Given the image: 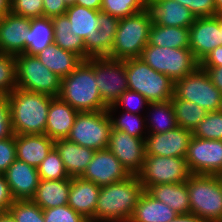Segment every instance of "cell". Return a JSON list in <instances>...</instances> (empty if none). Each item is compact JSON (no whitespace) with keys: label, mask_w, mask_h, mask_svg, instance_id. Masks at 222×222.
<instances>
[{"label":"cell","mask_w":222,"mask_h":222,"mask_svg":"<svg viewBox=\"0 0 222 222\" xmlns=\"http://www.w3.org/2000/svg\"><path fill=\"white\" fill-rule=\"evenodd\" d=\"M144 189L136 175L101 186L90 222H129Z\"/></svg>","instance_id":"1"},{"label":"cell","mask_w":222,"mask_h":222,"mask_svg":"<svg viewBox=\"0 0 222 222\" xmlns=\"http://www.w3.org/2000/svg\"><path fill=\"white\" fill-rule=\"evenodd\" d=\"M15 135L45 134L50 102L54 97L15 88L8 96Z\"/></svg>","instance_id":"2"},{"label":"cell","mask_w":222,"mask_h":222,"mask_svg":"<svg viewBox=\"0 0 222 222\" xmlns=\"http://www.w3.org/2000/svg\"><path fill=\"white\" fill-rule=\"evenodd\" d=\"M58 97L78 112L107 110L95 80L94 57L83 60L74 71L62 78Z\"/></svg>","instance_id":"3"},{"label":"cell","mask_w":222,"mask_h":222,"mask_svg":"<svg viewBox=\"0 0 222 222\" xmlns=\"http://www.w3.org/2000/svg\"><path fill=\"white\" fill-rule=\"evenodd\" d=\"M190 213L205 222H222L220 175L191 174L187 180Z\"/></svg>","instance_id":"4"},{"label":"cell","mask_w":222,"mask_h":222,"mask_svg":"<svg viewBox=\"0 0 222 222\" xmlns=\"http://www.w3.org/2000/svg\"><path fill=\"white\" fill-rule=\"evenodd\" d=\"M152 20L147 8L119 20L108 58L126 60L140 57L147 46Z\"/></svg>","instance_id":"5"},{"label":"cell","mask_w":222,"mask_h":222,"mask_svg":"<svg viewBox=\"0 0 222 222\" xmlns=\"http://www.w3.org/2000/svg\"><path fill=\"white\" fill-rule=\"evenodd\" d=\"M128 90L138 92L150 103L171 100L175 82L151 68L141 58L125 60Z\"/></svg>","instance_id":"6"},{"label":"cell","mask_w":222,"mask_h":222,"mask_svg":"<svg viewBox=\"0 0 222 222\" xmlns=\"http://www.w3.org/2000/svg\"><path fill=\"white\" fill-rule=\"evenodd\" d=\"M139 58L174 82L192 73L199 66L190 48H167L147 44Z\"/></svg>","instance_id":"7"},{"label":"cell","mask_w":222,"mask_h":222,"mask_svg":"<svg viewBox=\"0 0 222 222\" xmlns=\"http://www.w3.org/2000/svg\"><path fill=\"white\" fill-rule=\"evenodd\" d=\"M17 86L30 92L58 97L62 78L43 65L36 55L15 56Z\"/></svg>","instance_id":"8"},{"label":"cell","mask_w":222,"mask_h":222,"mask_svg":"<svg viewBox=\"0 0 222 222\" xmlns=\"http://www.w3.org/2000/svg\"><path fill=\"white\" fill-rule=\"evenodd\" d=\"M174 95L178 99L193 102L208 112L222 110V92L200 66L184 78L175 81Z\"/></svg>","instance_id":"9"},{"label":"cell","mask_w":222,"mask_h":222,"mask_svg":"<svg viewBox=\"0 0 222 222\" xmlns=\"http://www.w3.org/2000/svg\"><path fill=\"white\" fill-rule=\"evenodd\" d=\"M111 130L112 122L107 110L79 112L67 139L97 151L108 147Z\"/></svg>","instance_id":"10"},{"label":"cell","mask_w":222,"mask_h":222,"mask_svg":"<svg viewBox=\"0 0 222 222\" xmlns=\"http://www.w3.org/2000/svg\"><path fill=\"white\" fill-rule=\"evenodd\" d=\"M190 175L185 157L146 155L136 176L147 190L157 184L186 182Z\"/></svg>","instance_id":"11"},{"label":"cell","mask_w":222,"mask_h":222,"mask_svg":"<svg viewBox=\"0 0 222 222\" xmlns=\"http://www.w3.org/2000/svg\"><path fill=\"white\" fill-rule=\"evenodd\" d=\"M96 84L102 101L111 106L128 90L125 60L94 57Z\"/></svg>","instance_id":"12"},{"label":"cell","mask_w":222,"mask_h":222,"mask_svg":"<svg viewBox=\"0 0 222 222\" xmlns=\"http://www.w3.org/2000/svg\"><path fill=\"white\" fill-rule=\"evenodd\" d=\"M185 159L191 174L221 175L222 140L192 136Z\"/></svg>","instance_id":"13"},{"label":"cell","mask_w":222,"mask_h":222,"mask_svg":"<svg viewBox=\"0 0 222 222\" xmlns=\"http://www.w3.org/2000/svg\"><path fill=\"white\" fill-rule=\"evenodd\" d=\"M130 175H137L145 160V141L123 131L112 129L107 147Z\"/></svg>","instance_id":"14"},{"label":"cell","mask_w":222,"mask_h":222,"mask_svg":"<svg viewBox=\"0 0 222 222\" xmlns=\"http://www.w3.org/2000/svg\"><path fill=\"white\" fill-rule=\"evenodd\" d=\"M130 176L118 158L108 149L95 151L93 159L80 176L98 186L122 181Z\"/></svg>","instance_id":"15"},{"label":"cell","mask_w":222,"mask_h":222,"mask_svg":"<svg viewBox=\"0 0 222 222\" xmlns=\"http://www.w3.org/2000/svg\"><path fill=\"white\" fill-rule=\"evenodd\" d=\"M222 45L219 14L198 17L189 28V48L200 63L217 46Z\"/></svg>","instance_id":"16"},{"label":"cell","mask_w":222,"mask_h":222,"mask_svg":"<svg viewBox=\"0 0 222 222\" xmlns=\"http://www.w3.org/2000/svg\"><path fill=\"white\" fill-rule=\"evenodd\" d=\"M147 135L144 139L145 155L186 157L192 131L178 126L164 133Z\"/></svg>","instance_id":"17"},{"label":"cell","mask_w":222,"mask_h":222,"mask_svg":"<svg viewBox=\"0 0 222 222\" xmlns=\"http://www.w3.org/2000/svg\"><path fill=\"white\" fill-rule=\"evenodd\" d=\"M31 19L11 12L0 18V53L19 55L26 51Z\"/></svg>","instance_id":"18"},{"label":"cell","mask_w":222,"mask_h":222,"mask_svg":"<svg viewBox=\"0 0 222 222\" xmlns=\"http://www.w3.org/2000/svg\"><path fill=\"white\" fill-rule=\"evenodd\" d=\"M3 175L14 200H31L40 182L37 168L17 158Z\"/></svg>","instance_id":"19"},{"label":"cell","mask_w":222,"mask_h":222,"mask_svg":"<svg viewBox=\"0 0 222 222\" xmlns=\"http://www.w3.org/2000/svg\"><path fill=\"white\" fill-rule=\"evenodd\" d=\"M152 24L190 28L196 17L189 8L175 0H149L146 6Z\"/></svg>","instance_id":"20"},{"label":"cell","mask_w":222,"mask_h":222,"mask_svg":"<svg viewBox=\"0 0 222 222\" xmlns=\"http://www.w3.org/2000/svg\"><path fill=\"white\" fill-rule=\"evenodd\" d=\"M100 189L101 187L92 181L82 177H71L68 205L91 221L95 215Z\"/></svg>","instance_id":"21"},{"label":"cell","mask_w":222,"mask_h":222,"mask_svg":"<svg viewBox=\"0 0 222 222\" xmlns=\"http://www.w3.org/2000/svg\"><path fill=\"white\" fill-rule=\"evenodd\" d=\"M79 112L59 97H54L48 110L45 135L52 140L66 139Z\"/></svg>","instance_id":"22"},{"label":"cell","mask_w":222,"mask_h":222,"mask_svg":"<svg viewBox=\"0 0 222 222\" xmlns=\"http://www.w3.org/2000/svg\"><path fill=\"white\" fill-rule=\"evenodd\" d=\"M54 142L45 134L15 135L17 159L37 168L54 147Z\"/></svg>","instance_id":"23"},{"label":"cell","mask_w":222,"mask_h":222,"mask_svg":"<svg viewBox=\"0 0 222 222\" xmlns=\"http://www.w3.org/2000/svg\"><path fill=\"white\" fill-rule=\"evenodd\" d=\"M54 147L58 151L69 177H80L95 154L94 150L80 146L67 138L55 140Z\"/></svg>","instance_id":"24"},{"label":"cell","mask_w":222,"mask_h":222,"mask_svg":"<svg viewBox=\"0 0 222 222\" xmlns=\"http://www.w3.org/2000/svg\"><path fill=\"white\" fill-rule=\"evenodd\" d=\"M71 177L59 180H42L35 191L32 201L42 209L68 204Z\"/></svg>","instance_id":"25"},{"label":"cell","mask_w":222,"mask_h":222,"mask_svg":"<svg viewBox=\"0 0 222 222\" xmlns=\"http://www.w3.org/2000/svg\"><path fill=\"white\" fill-rule=\"evenodd\" d=\"M36 57L43 65L60 78L69 75L83 61L79 55L65 51L54 43L38 52Z\"/></svg>","instance_id":"26"},{"label":"cell","mask_w":222,"mask_h":222,"mask_svg":"<svg viewBox=\"0 0 222 222\" xmlns=\"http://www.w3.org/2000/svg\"><path fill=\"white\" fill-rule=\"evenodd\" d=\"M152 197L163 202L178 214L190 213L187 181L150 186L146 190Z\"/></svg>","instance_id":"27"},{"label":"cell","mask_w":222,"mask_h":222,"mask_svg":"<svg viewBox=\"0 0 222 222\" xmlns=\"http://www.w3.org/2000/svg\"><path fill=\"white\" fill-rule=\"evenodd\" d=\"M177 215L178 213L168 205L158 201L144 190L129 222H169Z\"/></svg>","instance_id":"28"},{"label":"cell","mask_w":222,"mask_h":222,"mask_svg":"<svg viewBox=\"0 0 222 222\" xmlns=\"http://www.w3.org/2000/svg\"><path fill=\"white\" fill-rule=\"evenodd\" d=\"M54 31L53 43L65 51L79 55L86 60L84 40L75 34L68 17L59 15L51 18Z\"/></svg>","instance_id":"29"},{"label":"cell","mask_w":222,"mask_h":222,"mask_svg":"<svg viewBox=\"0 0 222 222\" xmlns=\"http://www.w3.org/2000/svg\"><path fill=\"white\" fill-rule=\"evenodd\" d=\"M98 13L97 10L74 4L68 6L65 15L76 35L83 40H93L99 30Z\"/></svg>","instance_id":"30"},{"label":"cell","mask_w":222,"mask_h":222,"mask_svg":"<svg viewBox=\"0 0 222 222\" xmlns=\"http://www.w3.org/2000/svg\"><path fill=\"white\" fill-rule=\"evenodd\" d=\"M148 44L167 48H189V28L152 24Z\"/></svg>","instance_id":"31"},{"label":"cell","mask_w":222,"mask_h":222,"mask_svg":"<svg viewBox=\"0 0 222 222\" xmlns=\"http://www.w3.org/2000/svg\"><path fill=\"white\" fill-rule=\"evenodd\" d=\"M54 31L51 18L41 17L31 19L28 35L26 36V54L36 55L53 44Z\"/></svg>","instance_id":"32"},{"label":"cell","mask_w":222,"mask_h":222,"mask_svg":"<svg viewBox=\"0 0 222 222\" xmlns=\"http://www.w3.org/2000/svg\"><path fill=\"white\" fill-rule=\"evenodd\" d=\"M152 116L145 119L148 134L164 133L178 127L174 106L171 100L152 102L148 106ZM150 121V122H149ZM148 124V125H147Z\"/></svg>","instance_id":"33"},{"label":"cell","mask_w":222,"mask_h":222,"mask_svg":"<svg viewBox=\"0 0 222 222\" xmlns=\"http://www.w3.org/2000/svg\"><path fill=\"white\" fill-rule=\"evenodd\" d=\"M171 102L174 106L177 124L184 129L193 131L208 113L197 104L178 99L175 95L172 97Z\"/></svg>","instance_id":"34"},{"label":"cell","mask_w":222,"mask_h":222,"mask_svg":"<svg viewBox=\"0 0 222 222\" xmlns=\"http://www.w3.org/2000/svg\"><path fill=\"white\" fill-rule=\"evenodd\" d=\"M121 113L122 114L118 118L113 117L114 114L108 113L112 122V129L123 131L137 138L145 139L147 136L146 134H148L143 132L144 129L146 131V117L144 116L142 119L141 114H134L128 111H123ZM143 133H145V135H143Z\"/></svg>","instance_id":"35"},{"label":"cell","mask_w":222,"mask_h":222,"mask_svg":"<svg viewBox=\"0 0 222 222\" xmlns=\"http://www.w3.org/2000/svg\"><path fill=\"white\" fill-rule=\"evenodd\" d=\"M146 6L143 0H102L100 11L122 19L145 10Z\"/></svg>","instance_id":"36"},{"label":"cell","mask_w":222,"mask_h":222,"mask_svg":"<svg viewBox=\"0 0 222 222\" xmlns=\"http://www.w3.org/2000/svg\"><path fill=\"white\" fill-rule=\"evenodd\" d=\"M38 175L42 180H59L70 178L66 173L63 161L55 147L37 167Z\"/></svg>","instance_id":"37"},{"label":"cell","mask_w":222,"mask_h":222,"mask_svg":"<svg viewBox=\"0 0 222 222\" xmlns=\"http://www.w3.org/2000/svg\"><path fill=\"white\" fill-rule=\"evenodd\" d=\"M192 136L200 139L222 140V110L208 112L199 125L194 128Z\"/></svg>","instance_id":"38"},{"label":"cell","mask_w":222,"mask_h":222,"mask_svg":"<svg viewBox=\"0 0 222 222\" xmlns=\"http://www.w3.org/2000/svg\"><path fill=\"white\" fill-rule=\"evenodd\" d=\"M8 212L16 222H44L43 209L32 200H15Z\"/></svg>","instance_id":"39"},{"label":"cell","mask_w":222,"mask_h":222,"mask_svg":"<svg viewBox=\"0 0 222 222\" xmlns=\"http://www.w3.org/2000/svg\"><path fill=\"white\" fill-rule=\"evenodd\" d=\"M16 86L15 56L0 53V97L8 96Z\"/></svg>","instance_id":"40"},{"label":"cell","mask_w":222,"mask_h":222,"mask_svg":"<svg viewBox=\"0 0 222 222\" xmlns=\"http://www.w3.org/2000/svg\"><path fill=\"white\" fill-rule=\"evenodd\" d=\"M149 103L150 102L138 92L126 90L114 102L113 105L108 106L107 113H113L117 111L119 107L122 106V109H124V111H128L134 114H140L141 109H143V106L145 105V107H148Z\"/></svg>","instance_id":"41"},{"label":"cell","mask_w":222,"mask_h":222,"mask_svg":"<svg viewBox=\"0 0 222 222\" xmlns=\"http://www.w3.org/2000/svg\"><path fill=\"white\" fill-rule=\"evenodd\" d=\"M114 37L103 32L95 33L93 40H84L86 60L92 57H108L113 48Z\"/></svg>","instance_id":"42"},{"label":"cell","mask_w":222,"mask_h":222,"mask_svg":"<svg viewBox=\"0 0 222 222\" xmlns=\"http://www.w3.org/2000/svg\"><path fill=\"white\" fill-rule=\"evenodd\" d=\"M44 222H90L83 215L74 211L68 204L43 209Z\"/></svg>","instance_id":"43"},{"label":"cell","mask_w":222,"mask_h":222,"mask_svg":"<svg viewBox=\"0 0 222 222\" xmlns=\"http://www.w3.org/2000/svg\"><path fill=\"white\" fill-rule=\"evenodd\" d=\"M10 12L29 19L43 17V0H11Z\"/></svg>","instance_id":"44"},{"label":"cell","mask_w":222,"mask_h":222,"mask_svg":"<svg viewBox=\"0 0 222 222\" xmlns=\"http://www.w3.org/2000/svg\"><path fill=\"white\" fill-rule=\"evenodd\" d=\"M191 10L196 18L216 16L214 0H175Z\"/></svg>","instance_id":"45"},{"label":"cell","mask_w":222,"mask_h":222,"mask_svg":"<svg viewBox=\"0 0 222 222\" xmlns=\"http://www.w3.org/2000/svg\"><path fill=\"white\" fill-rule=\"evenodd\" d=\"M16 158L14 134L12 137L0 140V173L3 174Z\"/></svg>","instance_id":"46"},{"label":"cell","mask_w":222,"mask_h":222,"mask_svg":"<svg viewBox=\"0 0 222 222\" xmlns=\"http://www.w3.org/2000/svg\"><path fill=\"white\" fill-rule=\"evenodd\" d=\"M14 135L11 125L10 104L7 96L0 97V140Z\"/></svg>","instance_id":"47"},{"label":"cell","mask_w":222,"mask_h":222,"mask_svg":"<svg viewBox=\"0 0 222 222\" xmlns=\"http://www.w3.org/2000/svg\"><path fill=\"white\" fill-rule=\"evenodd\" d=\"M119 20L108 13L99 11L97 22L99 23V31L105 34H111L114 38L117 32Z\"/></svg>","instance_id":"48"},{"label":"cell","mask_w":222,"mask_h":222,"mask_svg":"<svg viewBox=\"0 0 222 222\" xmlns=\"http://www.w3.org/2000/svg\"><path fill=\"white\" fill-rule=\"evenodd\" d=\"M67 8L63 0H43V17L52 18L64 15Z\"/></svg>","instance_id":"49"},{"label":"cell","mask_w":222,"mask_h":222,"mask_svg":"<svg viewBox=\"0 0 222 222\" xmlns=\"http://www.w3.org/2000/svg\"><path fill=\"white\" fill-rule=\"evenodd\" d=\"M14 198L3 174L0 173V213L8 212Z\"/></svg>","instance_id":"50"},{"label":"cell","mask_w":222,"mask_h":222,"mask_svg":"<svg viewBox=\"0 0 222 222\" xmlns=\"http://www.w3.org/2000/svg\"><path fill=\"white\" fill-rule=\"evenodd\" d=\"M200 67H220L222 66V45L213 49L206 57L199 63Z\"/></svg>","instance_id":"51"},{"label":"cell","mask_w":222,"mask_h":222,"mask_svg":"<svg viewBox=\"0 0 222 222\" xmlns=\"http://www.w3.org/2000/svg\"><path fill=\"white\" fill-rule=\"evenodd\" d=\"M201 68L206 71L211 82L222 92V66Z\"/></svg>","instance_id":"52"},{"label":"cell","mask_w":222,"mask_h":222,"mask_svg":"<svg viewBox=\"0 0 222 222\" xmlns=\"http://www.w3.org/2000/svg\"><path fill=\"white\" fill-rule=\"evenodd\" d=\"M169 222H205V221L192 213H188V214H178L173 220Z\"/></svg>","instance_id":"53"},{"label":"cell","mask_w":222,"mask_h":222,"mask_svg":"<svg viewBox=\"0 0 222 222\" xmlns=\"http://www.w3.org/2000/svg\"><path fill=\"white\" fill-rule=\"evenodd\" d=\"M75 4L100 11L102 0H76Z\"/></svg>","instance_id":"54"},{"label":"cell","mask_w":222,"mask_h":222,"mask_svg":"<svg viewBox=\"0 0 222 222\" xmlns=\"http://www.w3.org/2000/svg\"><path fill=\"white\" fill-rule=\"evenodd\" d=\"M11 0H0V18L10 12Z\"/></svg>","instance_id":"55"},{"label":"cell","mask_w":222,"mask_h":222,"mask_svg":"<svg viewBox=\"0 0 222 222\" xmlns=\"http://www.w3.org/2000/svg\"><path fill=\"white\" fill-rule=\"evenodd\" d=\"M0 222H16L9 212L0 213Z\"/></svg>","instance_id":"56"},{"label":"cell","mask_w":222,"mask_h":222,"mask_svg":"<svg viewBox=\"0 0 222 222\" xmlns=\"http://www.w3.org/2000/svg\"><path fill=\"white\" fill-rule=\"evenodd\" d=\"M214 2L217 14L222 15V0H214Z\"/></svg>","instance_id":"57"},{"label":"cell","mask_w":222,"mask_h":222,"mask_svg":"<svg viewBox=\"0 0 222 222\" xmlns=\"http://www.w3.org/2000/svg\"><path fill=\"white\" fill-rule=\"evenodd\" d=\"M63 1L67 6L74 5L76 2V0H63Z\"/></svg>","instance_id":"58"},{"label":"cell","mask_w":222,"mask_h":222,"mask_svg":"<svg viewBox=\"0 0 222 222\" xmlns=\"http://www.w3.org/2000/svg\"><path fill=\"white\" fill-rule=\"evenodd\" d=\"M219 29H220V35L222 38V15H219Z\"/></svg>","instance_id":"59"}]
</instances>
